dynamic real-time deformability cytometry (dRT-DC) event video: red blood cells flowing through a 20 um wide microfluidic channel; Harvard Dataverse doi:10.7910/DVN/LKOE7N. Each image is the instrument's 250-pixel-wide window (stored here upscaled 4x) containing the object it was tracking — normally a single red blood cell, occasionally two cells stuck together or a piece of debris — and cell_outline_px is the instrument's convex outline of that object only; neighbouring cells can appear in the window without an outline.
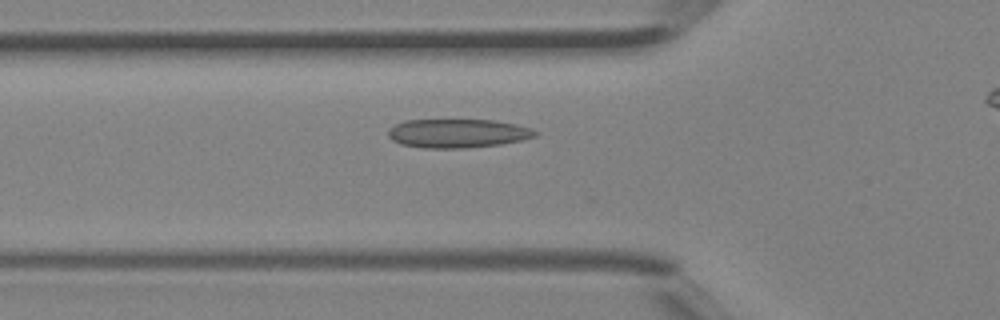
{"species": "Egyptian fruit bat (a non-hibernating species)", "species_latin": "Rousettus aegyptiacus", "temperature_condition": "room temperature", "stored_images_in_passage": 18, "camera_frame_rate_fps": 3000, "um_per_image_px": 0.085, "animal": {"sex": "female"}, "frame": {"image": 1, "passage_image": 12, "time_ms": 3.667, "image_size_px": [1000, 320], "cell_outline_px": [[540, 132], [536, 136], [520, 140], [500, 144], [464, 148], [424, 148], [400, 144], [392, 140], [388, 136], [388, 128], [404, 120], [492, 120], [516, 124], [532, 128]], "centroid_in_image_um": [38.89, 11.33], "position_along_channel_um": 86.9, "area_um2": 24.74}}
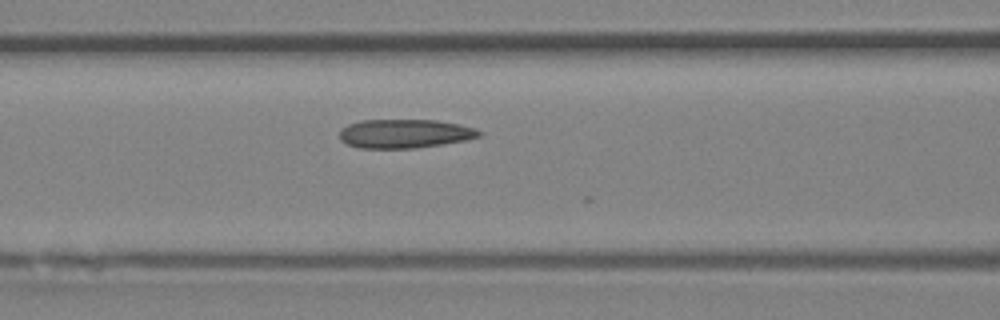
{"frame": {"image": 2, "passage_image": 15, "time_ms": 4.667, "image_size_px": [1000, 320], "cell_outline_px": [[484, 132], [480, 136], [468, 140], [416, 148], [360, 148], [348, 144], [340, 140], [340, 128], [348, 124], [360, 120], [436, 120], [460, 124], [476, 128]], "centroid_in_image_um": [34.43, 11.35], "position_along_channel_um": 132.2, "area_um2": 23.7}}
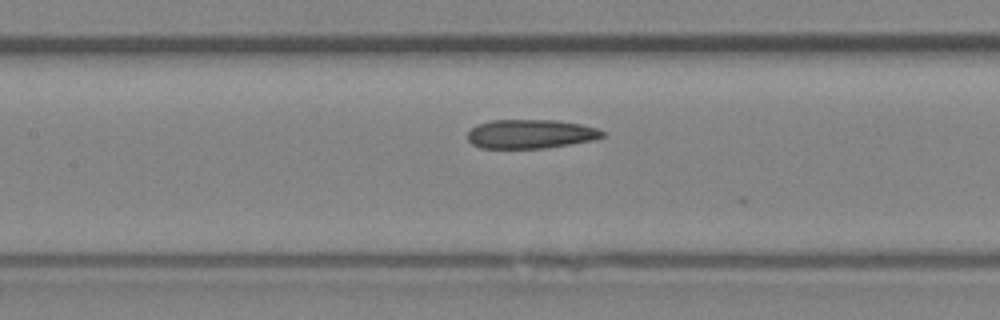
{"frame": {"image": 3, "passage_image": 17, "time_ms": 5.333, "image_size_px": [1000, 320], "cell_outline_px": [[604, 136], [596, 140], [544, 148], [480, 148], [472, 144], [468, 140], [468, 132], [476, 124], [492, 120], [556, 120], [580, 124], [596, 128], [604, 132]], "centroid_in_image_um": [45.09, 11.39], "position_along_channel_um": 162.3, "area_um2": 22.83}}